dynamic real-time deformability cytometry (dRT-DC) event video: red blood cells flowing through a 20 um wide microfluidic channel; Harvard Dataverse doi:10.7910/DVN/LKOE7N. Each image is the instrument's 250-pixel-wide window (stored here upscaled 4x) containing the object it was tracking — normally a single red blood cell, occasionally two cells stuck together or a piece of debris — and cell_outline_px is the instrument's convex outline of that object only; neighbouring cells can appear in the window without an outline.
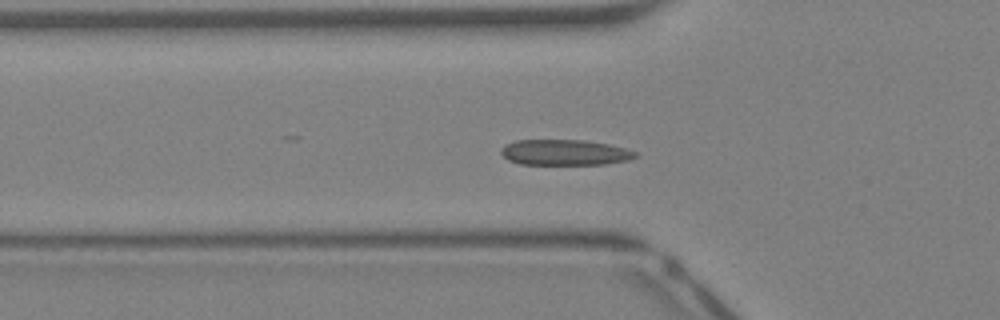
{"species": "Egyptian fruit bat (a non-hibernating species)", "species_latin": "Rousettus aegyptiacus", "temperature_condition": "warm", "stored_images_in_passage": 42, "camera_frame_rate_fps": 3000, "um_per_image_px": 0.085, "animal": {"sex": "female"}, "frame": {"image": 1, "passage_image": 14, "time_ms": 4.333, "image_size_px": [1000, 320], "cell_outline_px": [[640, 156], [628, 160], [604, 164], [520, 164], [508, 160], [500, 152], [500, 148], [516, 140], [584, 140], [608, 144], [624, 148], [636, 152]], "centroid_in_image_um": [48.01, 12.96], "position_along_channel_um": 77.8, "area_um2": 20.0}}
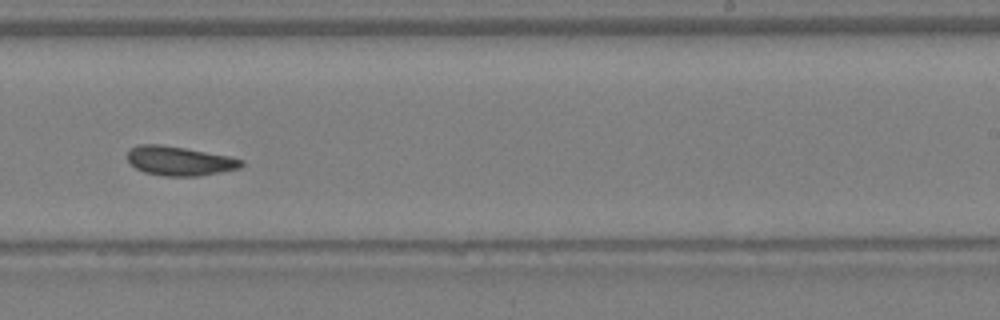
{"frame": {"image": 2, "passage_image": 26, "time_ms": 8.333, "image_size_px": [1000, 320], "cell_outline_px": [[244, 164], [240, 168], [200, 176], [164, 176], [144, 172], [136, 168], [128, 160], [128, 152], [132, 148], [140, 144], [160, 144], [184, 148], [228, 156], [244, 160]], "centroid_in_image_um": [15.27, 13.68], "position_along_channel_um": 273.7, "area_um2": 19.25}}
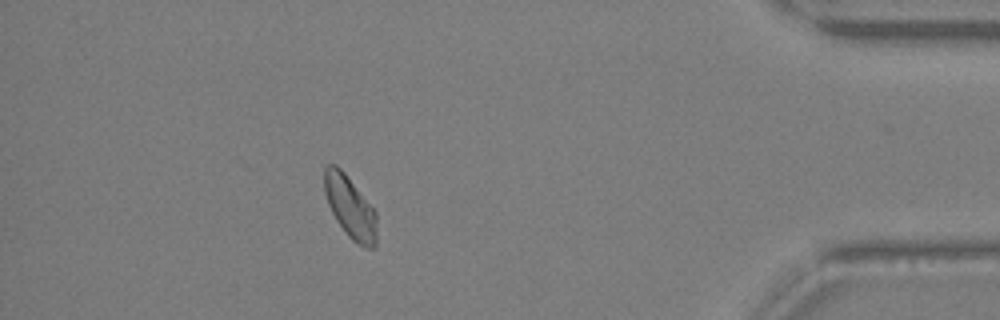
{"frame": {"image": 3, "passage_image": 37, "time_ms": 12.0, "image_size_px": [1000, 320], "cell_outline_px": [[376, 244], [372, 248], [368, 248], [356, 244], [348, 236], [336, 220], [328, 204], [324, 192], [324, 168], [328, 164], [336, 164], [344, 172], [376, 212]], "centroid_in_image_um": [29.74, 17.61], "position_along_channel_um": 405.5, "area_um2": 18.84}}